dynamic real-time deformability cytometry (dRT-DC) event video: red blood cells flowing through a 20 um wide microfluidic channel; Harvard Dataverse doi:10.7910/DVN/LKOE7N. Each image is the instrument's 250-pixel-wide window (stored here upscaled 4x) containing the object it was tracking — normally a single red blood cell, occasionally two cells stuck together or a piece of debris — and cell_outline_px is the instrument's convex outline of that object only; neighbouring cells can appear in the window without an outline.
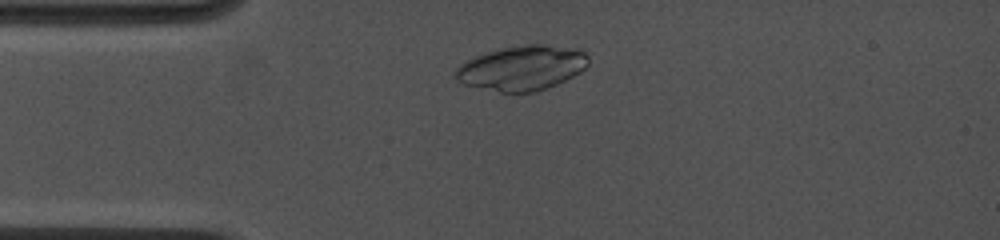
{"species": "common noctule bat (a hibernating species)", "species_latin": "Nyctalus noctula", "temperature_condition": "cold", "stored_images_in_passage": 11, "camera_frame_rate_fps": 4500, "um_per_image_px": 0.085, "animal": {"sex": "female", "body_mass_g": 19.0, "forearm_length_mm": 53.3}, "frame": {"image": 1, "passage_image": 7, "time_ms": 1.556, "image_size_px": [1000, 240], "cell_outline_px": [[588, 64], [580, 72], [556, 84], [532, 92], [500, 92], [464, 84], [456, 80], [452, 76], [456, 68], [460, 64], [476, 56], [488, 52], [504, 48], [528, 44], [548, 44], [580, 48], [588, 56]], "centroid_in_image_um": [44.37, 5.76], "position_along_channel_um": 40.6, "area_um2": 34.51}}